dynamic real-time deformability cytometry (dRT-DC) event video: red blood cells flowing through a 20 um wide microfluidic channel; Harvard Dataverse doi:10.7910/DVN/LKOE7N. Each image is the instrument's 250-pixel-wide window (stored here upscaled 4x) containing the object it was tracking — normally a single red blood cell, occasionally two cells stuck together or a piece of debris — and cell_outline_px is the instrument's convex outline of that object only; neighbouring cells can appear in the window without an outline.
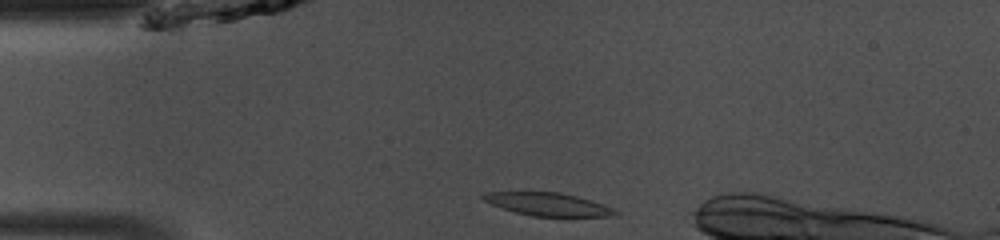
{"species": "common noctule bat (a hibernating species)", "species_latin": "Nyctalus noctula", "temperature_condition": "room temperature", "stored_images_in_passage": 34, "camera_frame_rate_fps": 3000, "um_per_image_px": 0.085, "animal": {"sex": "male", "body_mass_g": 13.0, "forearm_length_mm": 53.1}, "frame": {"image": 1, "passage_image": 1, "time_ms": 0.0, "image_size_px": [1000, 240], "cell_outline_px": [[620, 212], [608, 216], [532, 216], [516, 212], [492, 204], [484, 200], [480, 196], [484, 192], [560, 192], [576, 196], [604, 204], [616, 208]], "centroid_in_image_um": [46.6, 17.35], "position_along_channel_um": 38.4, "area_um2": 17.51}}
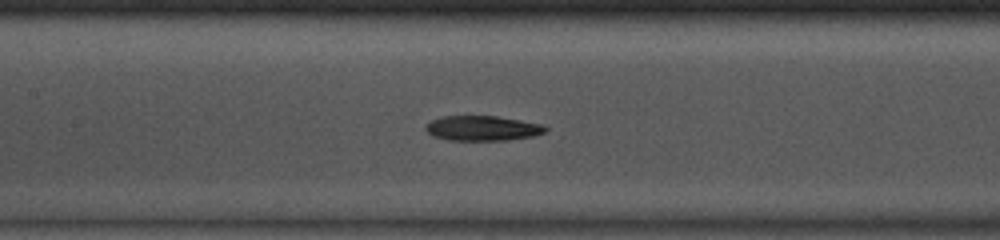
{"frame": {"image": 2, "passage_image": 12, "time_ms": 3.667, "image_size_px": [1000, 240], "cell_outline_px": [[548, 128], [544, 132], [532, 136], [508, 140], [448, 140], [432, 136], [424, 128], [424, 124], [432, 120], [444, 116], [496, 116], [520, 120], [540, 124]], "centroid_in_image_um": [40.95, 10.9], "position_along_channel_um": 166.4, "area_um2": 17.34}}
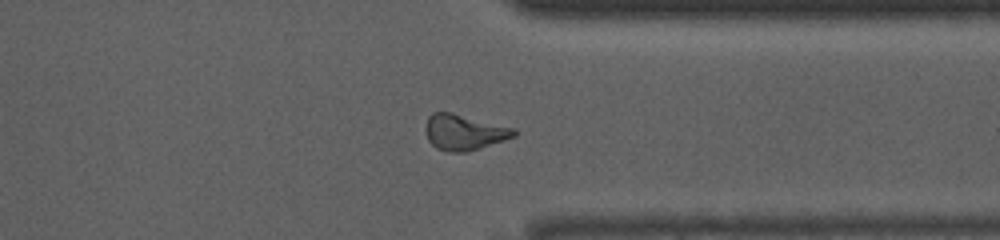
{"frame": {"image": 3, "passage_image": 27, "time_ms": 8.667, "image_size_px": [1000, 240], "cell_outline_px": [[516, 136], [468, 152], [448, 152], [436, 148], [428, 140], [424, 128], [428, 116], [432, 112], [452, 112], [516, 128]], "centroid_in_image_um": [39.43, 11.23], "position_along_channel_um": 372.0, "area_um2": 18.61}, "authors_computed_cell_mechanics": {"area_um2": 17.7157, "velocity_mm_per_s": 4.1469, "shape_relaxation_time_tau1_ms": 5.6535, "shape_relaxation_time_tau2_ms": null, "deformation_change_tau1": 0.1566, "deformation_change_tau2": null}}